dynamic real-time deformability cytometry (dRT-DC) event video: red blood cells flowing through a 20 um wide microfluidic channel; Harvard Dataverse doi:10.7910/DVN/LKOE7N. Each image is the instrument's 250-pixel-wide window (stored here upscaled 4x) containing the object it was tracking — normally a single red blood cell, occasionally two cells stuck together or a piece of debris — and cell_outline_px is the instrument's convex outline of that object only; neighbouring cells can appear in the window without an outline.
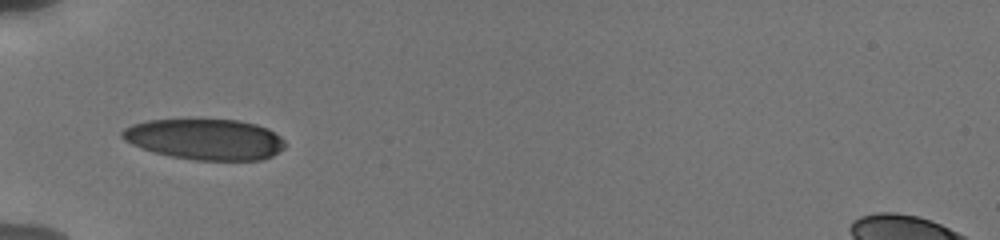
{"species": "human", "species_latin": "Homo sapiens", "temperature_condition": "cold", "stored_images_in_passage": 36, "camera_frame_rate_fps": 3000, "um_per_image_px": 0.085, "donor": {"sex": "male"}, "frame": {"image": 1, "passage_image": 1, "time_ms": 0.0, "image_size_px": [1000, 240], "cell_outline_px": [[288, 144], [284, 148], [272, 156], [260, 160], [196, 160], [172, 156], [140, 148], [124, 140], [120, 136], [120, 132], [124, 128], [132, 124], [148, 120], [236, 120], [256, 124], [268, 128], [280, 136]], "centroid_in_image_um": [17.45, 11.84], "position_along_channel_um": 67.6, "area_um2": 38.73}}
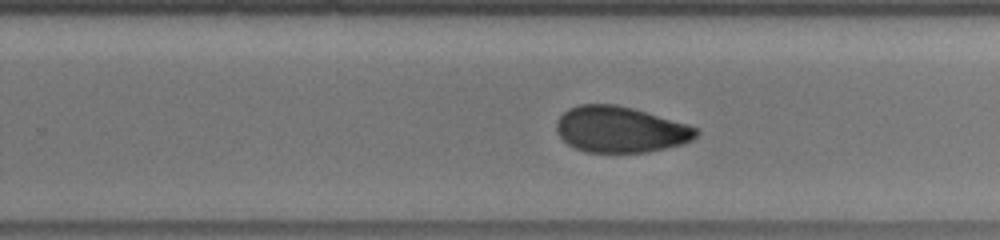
{"frame": {"image": 2, "passage_image": 15, "time_ms": 5.667, "image_size_px": [1000, 240], "cell_outline_px": [[700, 132], [692, 140], [684, 144], [648, 152], [584, 152], [568, 144], [556, 132], [556, 124], [560, 116], [568, 108], [580, 104], [616, 104], [632, 108], [688, 124], [700, 128]], "centroid_in_image_um": [52.75, 11.01], "position_along_channel_um": 277.0, "area_um2": 37.63}}
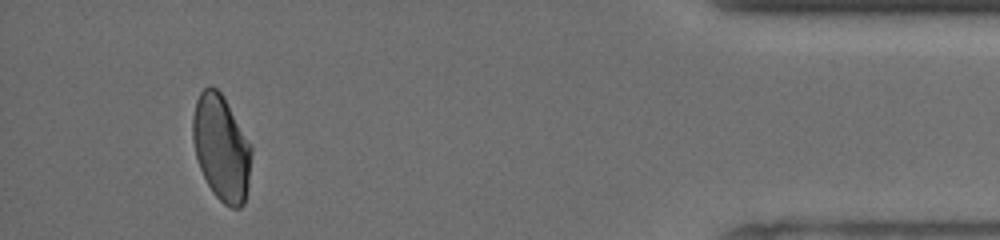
{"frame": {"image": 3, "passage_image": 30, "time_ms": 10.667, "image_size_px": [1000, 240], "cell_outline_px": [[252, 152], [248, 184], [244, 204], [240, 208], [232, 208], [224, 204], [212, 192], [200, 168], [196, 156], [192, 140], [192, 116], [196, 100], [200, 92], [204, 88], [216, 88], [224, 96], [252, 144]], "centroid_in_image_um": [18.82, 12.56], "position_along_channel_um": 416.4, "area_um2": 36.36}, "authors_computed_cell_mechanics": {"area_um2": 37.2232, "velocity_mm_per_s": 3.7924, "shape_relaxation_time_tau1_ms": 5.6515, "shape_relaxation_time_tau2_ms": 2.9628, "deformation_change_tau1": 0.1307, "deformation_change_tau2": 0.0694}}